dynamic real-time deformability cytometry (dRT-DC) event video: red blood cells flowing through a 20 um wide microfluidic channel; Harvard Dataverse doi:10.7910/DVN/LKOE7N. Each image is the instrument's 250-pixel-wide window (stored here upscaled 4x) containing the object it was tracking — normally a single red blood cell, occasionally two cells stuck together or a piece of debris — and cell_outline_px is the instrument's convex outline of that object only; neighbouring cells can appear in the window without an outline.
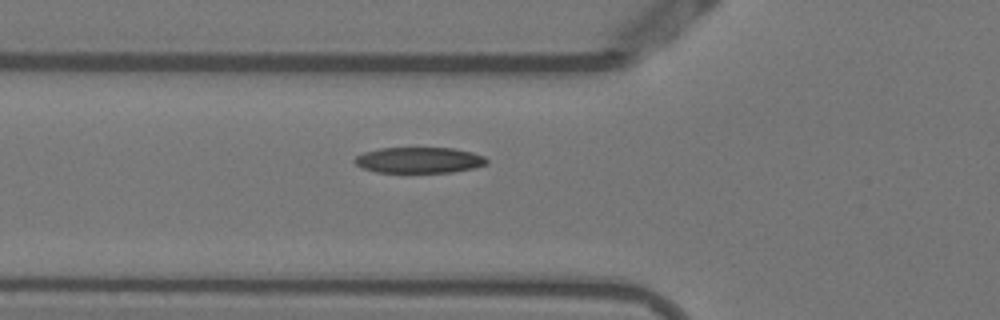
{"species": "Egyptian fruit bat (a non-hibernating species)", "species_latin": "Rousettus aegyptiacus", "temperature_condition": "warm", "stored_images_in_passage": 37, "camera_frame_rate_fps": 3000, "um_per_image_px": 0.085, "animal": {"sex": "female"}, "frame": {"image": 1, "passage_image": 8, "time_ms": 2.333, "image_size_px": [1000, 320], "cell_outline_px": [[488, 164], [472, 168], [452, 172], [376, 172], [364, 168], [356, 164], [352, 160], [356, 156], [364, 152], [380, 148], [452, 148], [472, 152], [484, 156], [488, 160]], "centroid_in_image_um": [35.63, 13.6], "position_along_channel_um": 90.2, "area_um2": 19.83}}
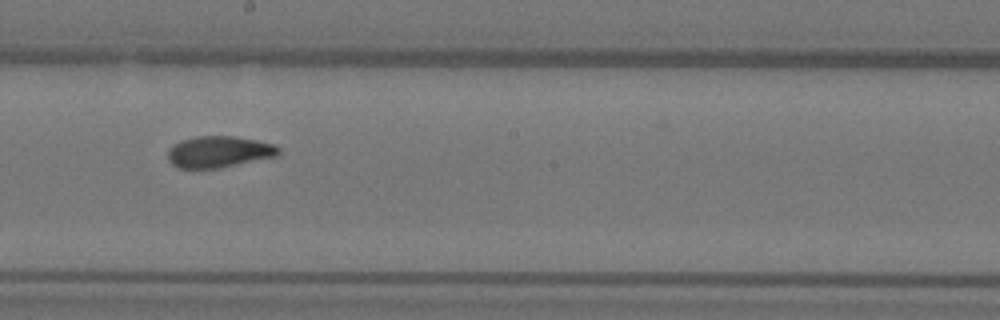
{"frame": {"image": 2, "passage_image": 19, "time_ms": 6.0, "image_size_px": [1000, 320], "cell_outline_px": [[280, 156], [220, 168], [180, 168], [172, 164], [168, 160], [168, 148], [172, 144], [180, 140], [196, 136], [232, 136], [256, 140], [276, 144], [280, 148]], "centroid_in_image_um": [18.63, 12.9], "position_along_channel_um": 229.6, "area_um2": 20.63}}
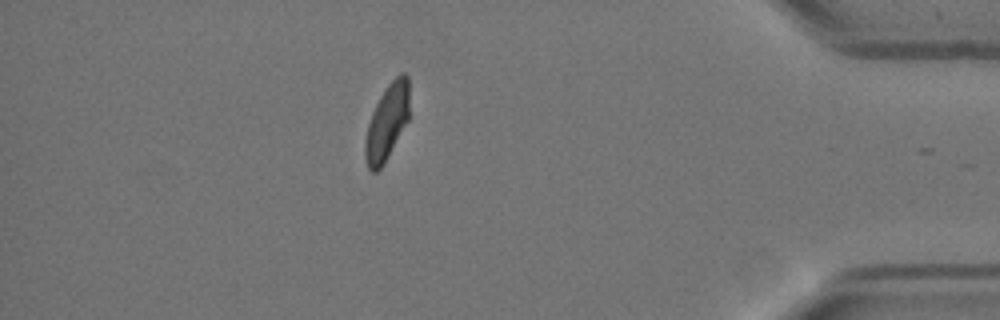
{"frame": {"image": 3, "passage_image": 36, "time_ms": 11.667, "image_size_px": [1000, 320], "cell_outline_px": [[408, 120], [384, 164], [376, 172], [372, 172], [368, 168], [364, 156], [364, 140], [368, 124], [372, 112], [380, 96], [388, 84], [400, 72], [404, 72], [408, 76]], "centroid_in_image_um": [32.87, 10.4], "position_along_channel_um": 402.3, "area_um2": 19.48}, "authors_computed_cell_mechanics": {"area_um2": 20.2878, "velocity_mm_per_s": 3.7871, "shape_relaxation_time_tau1_ms": 3.1602, "shape_relaxation_time_tau2_ms": 1.3037, "deformation_change_tau1": 0.1565, "deformation_change_tau2": 0.0677}}